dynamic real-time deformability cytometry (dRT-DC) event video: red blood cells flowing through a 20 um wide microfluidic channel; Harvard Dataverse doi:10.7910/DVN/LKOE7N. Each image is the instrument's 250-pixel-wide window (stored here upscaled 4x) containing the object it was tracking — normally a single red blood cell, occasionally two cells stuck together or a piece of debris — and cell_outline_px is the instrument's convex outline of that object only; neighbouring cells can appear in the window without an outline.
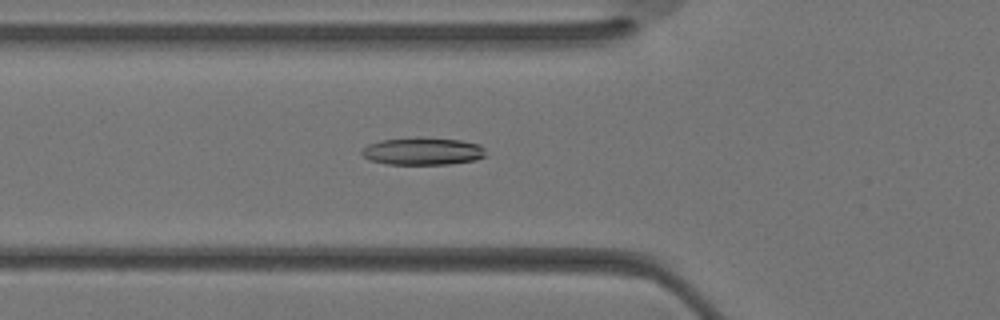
{"species": "Egyptian fruit bat (a non-hibernating species)", "species_latin": "Rousettus aegyptiacus", "temperature_condition": "warm", "stored_images_in_passage": 33, "camera_frame_rate_fps": 3000, "um_per_image_px": 0.085, "animal": {"sex": "female"}, "frame": {"image": 1, "passage_image": 11, "time_ms": 3.333, "image_size_px": [1000, 320], "cell_outline_px": [[484, 156], [476, 160], [448, 164], [384, 164], [368, 160], [360, 152], [368, 144], [380, 140], [416, 136], [420, 136], [460, 140], [480, 144], [484, 148]], "centroid_in_image_um": [35.9, 12.84], "position_along_channel_um": 89.9, "area_um2": 20.17}}
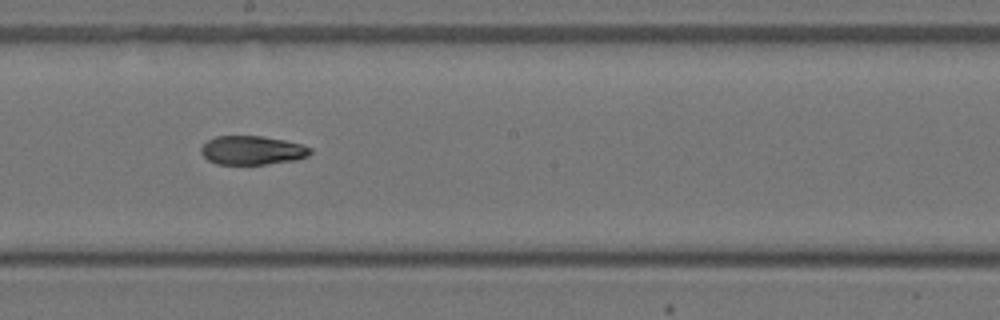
{"frame": {"image": 2, "passage_image": 18, "time_ms": 5.667, "image_size_px": [1000, 320], "cell_outline_px": [[312, 152], [308, 156], [296, 160], [264, 164], [216, 164], [208, 160], [200, 152], [200, 148], [208, 140], [216, 136], [260, 136], [284, 140], [304, 144], [312, 148]], "centroid_in_image_um": [21.46, 12.77], "position_along_channel_um": 226.7, "area_um2": 18.44}}
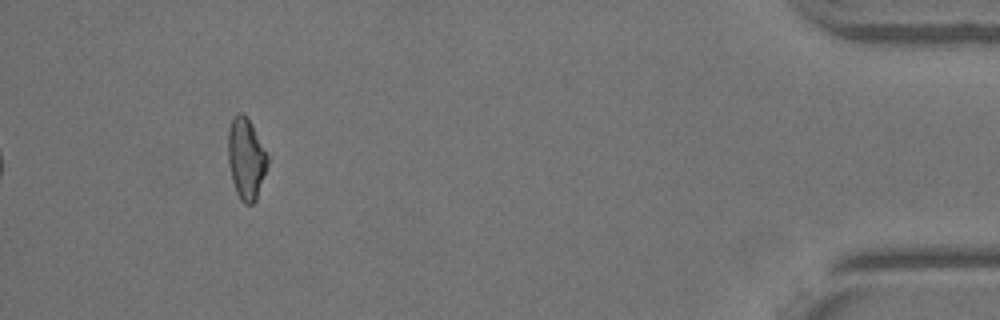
{"frame": {"image": 3, "passage_image": 31, "time_ms": 10.0, "image_size_px": [1000, 320], "cell_outline_px": [[268, 164], [256, 200], [252, 204], [244, 204], [240, 200], [236, 192], [232, 180], [228, 164], [228, 128], [232, 116], [236, 112], [244, 112], [252, 124], [268, 156]], "centroid_in_image_um": [20.89, 13.45], "position_along_channel_um": 414.3, "area_um2": 18.96}}